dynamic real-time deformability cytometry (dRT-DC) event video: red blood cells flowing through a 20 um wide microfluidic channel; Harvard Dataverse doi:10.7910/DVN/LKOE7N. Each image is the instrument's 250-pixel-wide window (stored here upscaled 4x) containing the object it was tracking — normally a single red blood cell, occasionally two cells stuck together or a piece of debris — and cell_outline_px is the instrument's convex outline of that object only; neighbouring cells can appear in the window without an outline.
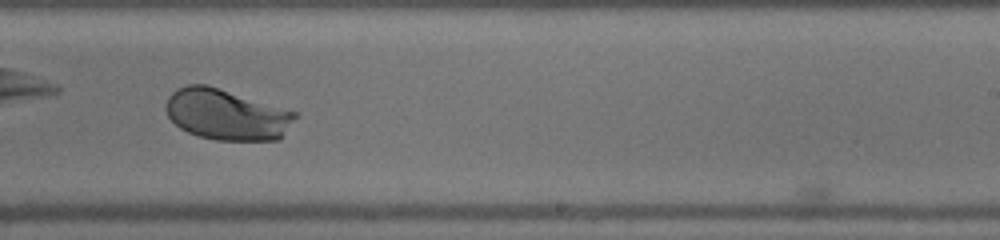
{"species": "human", "species_latin": "Homo sapiens", "temperature_condition": "warm", "stored_images_in_passage": 38, "camera_frame_rate_fps": 3000, "um_per_image_px": 0.085, "donor": {"sex": "male"}, "frame": {"image": 1, "passage_image": 27, "time_ms": 8.667, "image_size_px": [1000, 240], "cell_outline_px": [[300, 116], [280, 140], [216, 140], [196, 136], [180, 128], [168, 116], [164, 108], [168, 96], [176, 88], [188, 84], [208, 84], [300, 112]], "centroid_in_image_um": [19.32, 9.72], "position_along_channel_um": 269.7, "area_um2": 39.25}}